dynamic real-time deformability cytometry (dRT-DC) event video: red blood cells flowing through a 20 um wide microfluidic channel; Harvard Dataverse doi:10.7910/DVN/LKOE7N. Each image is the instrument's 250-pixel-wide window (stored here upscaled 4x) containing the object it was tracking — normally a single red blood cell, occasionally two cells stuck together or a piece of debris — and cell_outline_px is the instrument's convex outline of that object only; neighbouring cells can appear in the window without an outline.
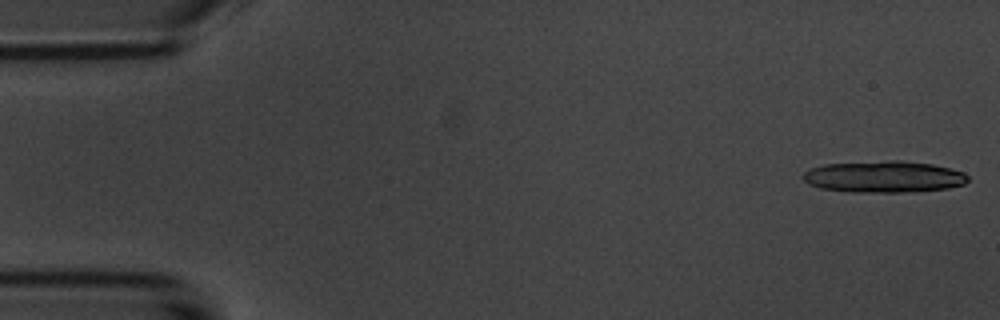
{"species": "common noctule bat (a hibernating species)", "species_latin": "Nyctalus noctula", "temperature_condition": "room temperature", "stored_images_in_passage": 14, "camera_frame_rate_fps": 3000, "um_per_image_px": 0.085, "animal": {"sex": "male", "body_mass_g": 20.1, "forearm_length_mm": 53.5}, "frame": {"image": 1, "passage_image": 1, "time_ms": 0.0, "image_size_px": [1000, 320], "cell_outline_px": [[968, 180], [964, 184], [948, 188], [916, 192], [852, 192], [820, 188], [808, 184], [800, 176], [808, 168], [824, 164], [892, 160], [896, 160], [932, 164], [952, 168], [964, 172], [968, 176]], "centroid_in_image_um": [75.11, 15.02], "position_along_channel_um": 9.9, "area_um2": 30.69}}